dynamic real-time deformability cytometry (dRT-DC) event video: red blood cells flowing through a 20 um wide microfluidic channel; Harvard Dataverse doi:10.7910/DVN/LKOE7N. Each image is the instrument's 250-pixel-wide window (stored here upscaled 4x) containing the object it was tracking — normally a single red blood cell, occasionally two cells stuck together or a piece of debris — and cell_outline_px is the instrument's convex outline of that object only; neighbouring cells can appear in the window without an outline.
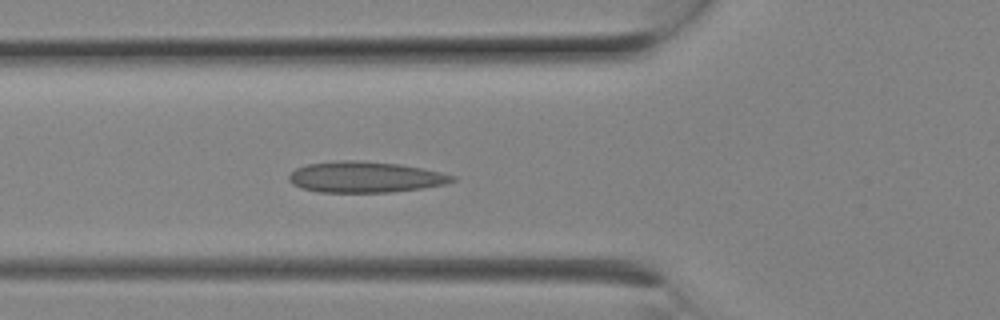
{"species": "Egyptian fruit bat (a non-hibernating species)", "species_latin": "Rousettus aegyptiacus", "temperature_condition": "room temperature", "stored_images_in_passage": 5, "camera_frame_rate_fps": 3000, "um_per_image_px": 0.085, "animal": {"sex": "female"}, "frame": {"image": 1, "passage_image": 5, "time_ms": 1.333, "image_size_px": [1000, 320], "cell_outline_px": [[456, 180], [444, 184], [420, 188], [392, 192], [320, 192], [300, 188], [292, 184], [288, 180], [288, 176], [296, 168], [308, 164], [344, 160], [356, 160], [400, 164], [424, 168], [456, 176]], "centroid_in_image_um": [31.03, 15.05], "position_along_channel_um": 94.8, "area_um2": 29.42}}